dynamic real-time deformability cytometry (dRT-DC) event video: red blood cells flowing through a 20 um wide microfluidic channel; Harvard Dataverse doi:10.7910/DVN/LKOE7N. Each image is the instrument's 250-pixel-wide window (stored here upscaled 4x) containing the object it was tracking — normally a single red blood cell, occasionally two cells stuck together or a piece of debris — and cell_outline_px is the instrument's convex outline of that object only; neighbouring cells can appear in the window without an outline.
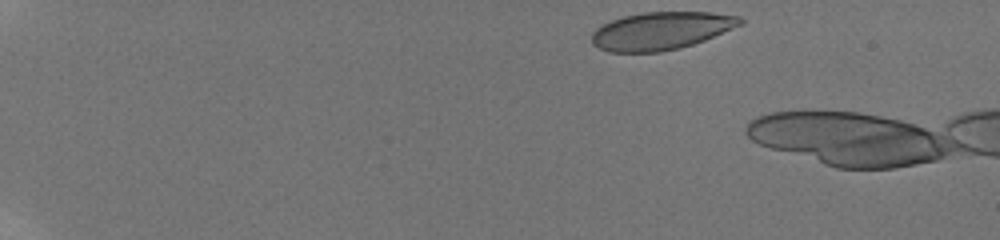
{"species": "human", "species_latin": "Homo sapiens", "temperature_condition": "room temperature", "stored_images_in_passage": 17, "camera_frame_rate_fps": 3000, "um_per_image_px": 0.085, "donor": {"sex": "male"}, "frame": {"image": 1, "passage_image": 1, "time_ms": 0.0, "image_size_px": [1000, 240], "cell_outline_px": [[744, 24], [704, 40], [680, 48], [660, 52], [608, 52], [592, 44], [592, 32], [596, 28], [612, 20], [624, 16], [644, 12], [712, 12], [740, 16], [744, 20]], "centroid_in_image_um": [56.22, 2.62], "position_along_channel_um": 28.8, "area_um2": 32.71}}